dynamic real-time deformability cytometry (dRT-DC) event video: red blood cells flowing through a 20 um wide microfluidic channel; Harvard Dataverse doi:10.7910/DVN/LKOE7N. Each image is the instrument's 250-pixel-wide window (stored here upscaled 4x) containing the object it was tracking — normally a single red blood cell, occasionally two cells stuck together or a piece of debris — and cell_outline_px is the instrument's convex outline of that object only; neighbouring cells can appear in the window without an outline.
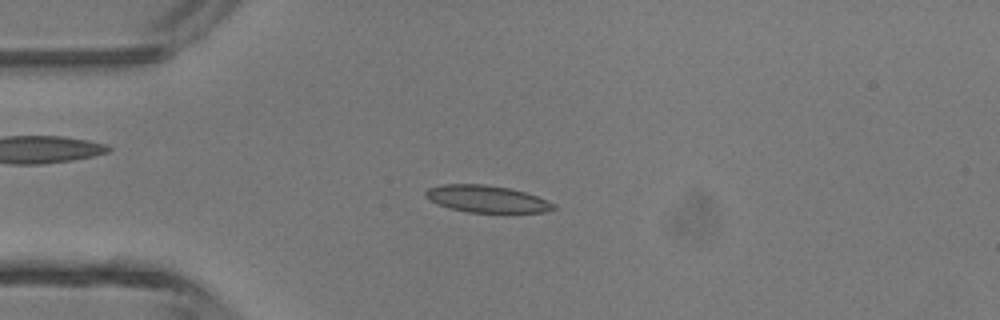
{"species": "common noctule bat (a hibernating species)", "species_latin": "Nyctalus noctula", "temperature_condition": "room temperature", "stored_images_in_passage": 3, "camera_frame_rate_fps": 3000, "um_per_image_px": 0.085, "animal": {"sex": "male", "body_mass_g": 13.3}, "frame": {"image": 1, "passage_image": 2, "time_ms": 0.333, "image_size_px": [1000, 320], "cell_outline_px": [[556, 208], [544, 212], [468, 212], [448, 208], [436, 204], [424, 196], [424, 192], [428, 188], [444, 184], [484, 184], [508, 188], [524, 192], [536, 196], [556, 204]], "centroid_in_image_um": [41.33, 16.91], "position_along_channel_um": 43.7, "area_um2": 20.06}}